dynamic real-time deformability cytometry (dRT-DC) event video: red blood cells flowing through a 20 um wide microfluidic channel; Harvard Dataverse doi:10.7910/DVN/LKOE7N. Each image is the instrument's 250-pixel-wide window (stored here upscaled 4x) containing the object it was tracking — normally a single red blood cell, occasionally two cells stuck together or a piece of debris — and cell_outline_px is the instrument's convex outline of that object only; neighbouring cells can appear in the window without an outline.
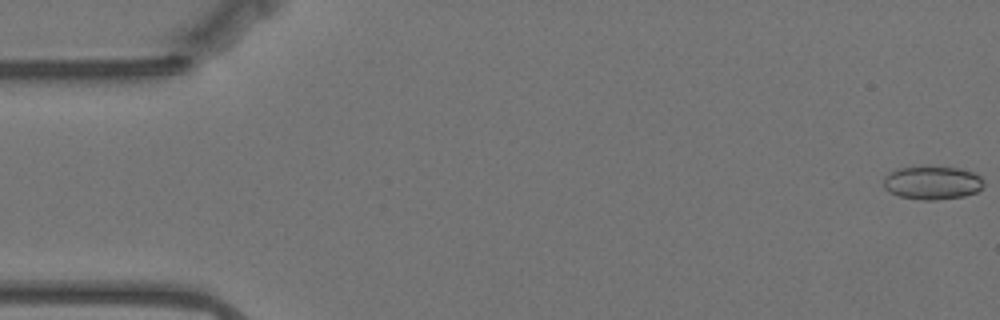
{"species": "Egyptian fruit bat (a non-hibernating species)", "species_latin": "Rousettus aegyptiacus", "temperature_condition": "warm", "stored_images_in_passage": 3, "camera_frame_rate_fps": 3000, "um_per_image_px": 0.085, "animal": {"sex": "female"}, "frame": {"image": 1, "passage_image": 1, "time_ms": 0.0, "image_size_px": [1000, 320], "cell_outline_px": [[984, 188], [976, 192], [964, 196], [936, 200], [920, 200], [900, 196], [888, 192], [884, 188], [884, 176], [888, 172], [896, 168], [920, 164], [928, 164], [960, 168], [972, 172], [980, 176], [984, 180]], "centroid_in_image_um": [79.22, 15.49], "position_along_channel_um": 5.8, "area_um2": 20.46}}